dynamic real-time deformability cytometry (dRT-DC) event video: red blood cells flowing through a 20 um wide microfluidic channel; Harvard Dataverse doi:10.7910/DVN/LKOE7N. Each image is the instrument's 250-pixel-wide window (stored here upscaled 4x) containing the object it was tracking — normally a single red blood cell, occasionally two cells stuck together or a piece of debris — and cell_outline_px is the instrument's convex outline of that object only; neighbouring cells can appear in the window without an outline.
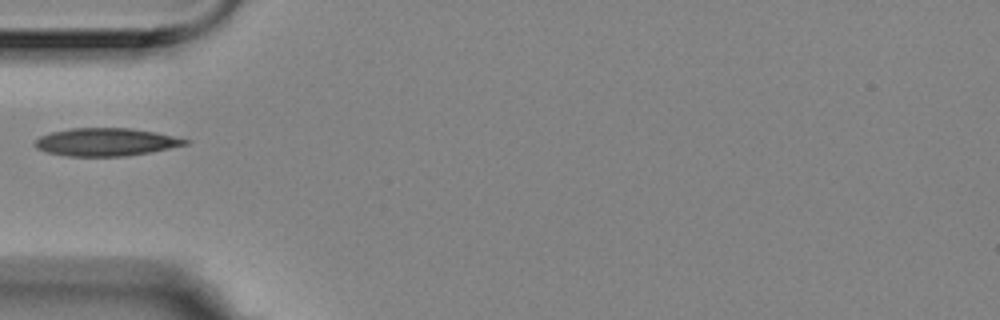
{"species": "Egyptian fruit bat (a non-hibernating species)", "species_latin": "Rousettus aegyptiacus", "temperature_condition": "room temperature", "stored_images_in_passage": 6, "camera_frame_rate_fps": 3000, "um_per_image_px": 0.085, "animal": {"sex": "female"}, "frame": {"image": 1, "passage_image": 1, "time_ms": 0.0, "image_size_px": [1000, 320], "cell_outline_px": [[192, 140], [188, 144], [152, 152], [124, 156], [68, 156], [48, 152], [36, 148], [32, 144], [40, 136], [52, 132], [72, 128], [132, 128], [156, 132]], "centroid_in_image_um": [9.03, 12.07], "position_along_channel_um": 76.0, "area_um2": 24.45}}
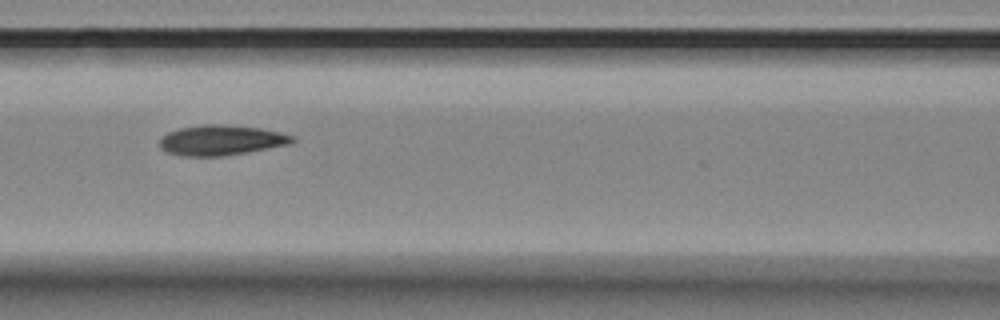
{"frame": {"image": 2, "passage_image": 3, "time_ms": 0.667, "image_size_px": [1000, 320], "cell_outline_px": [[296, 140], [292, 144], [248, 152], [224, 156], [184, 156], [168, 152], [160, 148], [160, 140], [168, 132], [180, 128], [200, 124], [220, 124], [260, 128], [280, 132], [296, 136]], "centroid_in_image_um": [18.85, 11.91], "position_along_channel_um": 147.7, "area_um2": 23.47}}
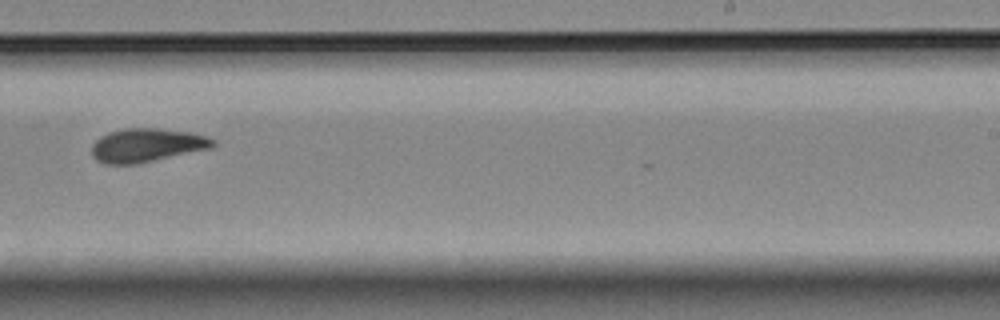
{"frame": {"image": 3, "passage_image": 6, "time_ms": 1.667, "image_size_px": [1000, 320], "cell_outline_px": [[216, 144], [212, 148], [136, 164], [104, 164], [96, 160], [92, 156], [92, 144], [100, 136], [108, 132], [124, 128], [156, 128], [188, 132], [208, 136], [216, 140]], "centroid_in_image_um": [12.47, 12.34], "position_along_channel_um": 276.5, "area_um2": 23.87}}